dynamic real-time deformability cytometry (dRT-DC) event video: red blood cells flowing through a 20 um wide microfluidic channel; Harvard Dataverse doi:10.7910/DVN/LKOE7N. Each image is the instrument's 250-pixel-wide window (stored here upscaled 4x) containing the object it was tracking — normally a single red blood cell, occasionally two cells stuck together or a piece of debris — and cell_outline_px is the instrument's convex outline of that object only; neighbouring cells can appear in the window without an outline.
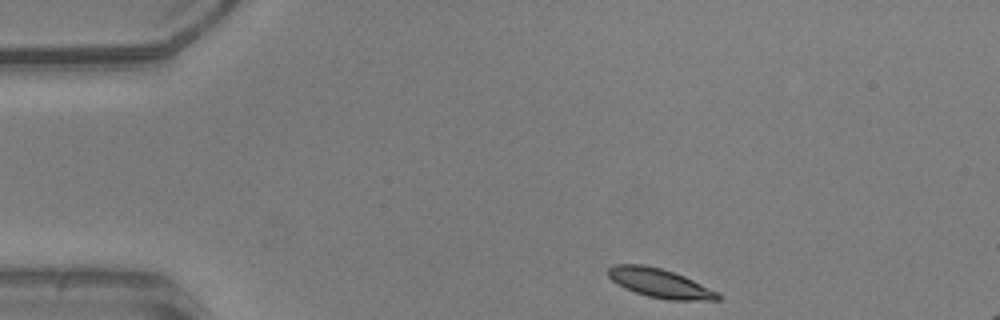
{"species": "common noctule bat (a hibernating species)", "species_latin": "Nyctalus noctula", "temperature_condition": "warm", "stored_images_in_passage": 44, "camera_frame_rate_fps": 3000, "um_per_image_px": 0.085, "animal": {"sex": "male", "body_mass_g": 20.5, "forearm_length_mm": 52.5}, "frame": {"image": 1, "passage_image": 1, "time_ms": 0.0, "image_size_px": [1000, 320], "cell_outline_px": [[724, 296], [720, 300], [668, 300], [648, 296], [624, 288], [612, 280], [608, 276], [608, 268], [616, 264], [644, 264], [660, 268], [684, 276], [720, 292]], "centroid_in_image_um": [56.14, 24.08], "position_along_channel_um": 28.9, "area_um2": 18.61}}
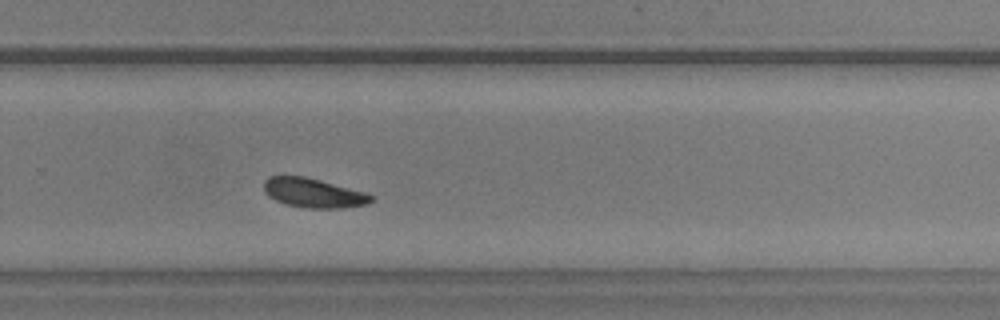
{"frame": {"image": 2, "passage_image": 27, "time_ms": 8.667, "image_size_px": [1000, 320], "cell_outline_px": [[376, 200], [368, 204], [344, 208], [304, 208], [288, 204], [276, 200], [268, 196], [264, 192], [264, 180], [268, 176], [304, 176], [368, 192], [376, 196]], "centroid_in_image_um": [26.72, 16.4], "position_along_channel_um": 303.1, "area_um2": 18.67}}
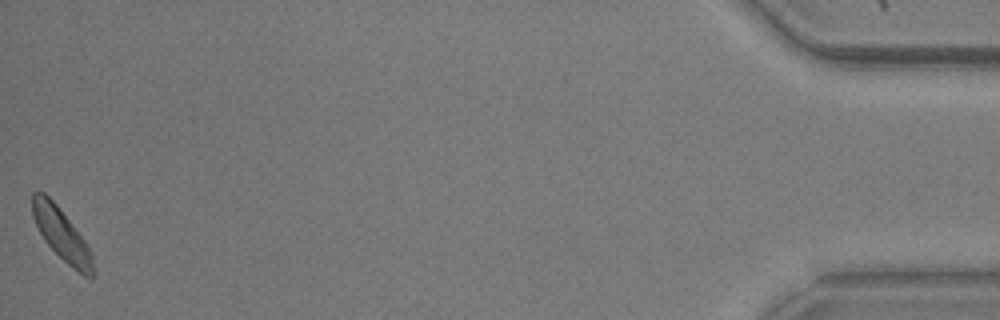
{"frame": {"image": 3, "passage_image": 44, "time_ms": 14.333, "image_size_px": [1000, 320], "cell_outline_px": [[96, 276], [92, 280], [84, 276], [68, 264], [44, 240], [32, 216], [32, 192], [44, 192], [56, 204], [84, 240], [92, 252], [96, 272]], "centroid_in_image_um": [5.28, 19.99], "position_along_channel_um": 429.9, "area_um2": 18.26}, "authors_computed_cell_mechanics": {"area_um2": 18.6694, "velocity_mm_per_s": 3.8989, "shape_relaxation_time_tau1_ms": 2.4868, "shape_relaxation_time_tau2_ms": null, "deformation_change_tau1": 0.1129, "deformation_change_tau2": null}}